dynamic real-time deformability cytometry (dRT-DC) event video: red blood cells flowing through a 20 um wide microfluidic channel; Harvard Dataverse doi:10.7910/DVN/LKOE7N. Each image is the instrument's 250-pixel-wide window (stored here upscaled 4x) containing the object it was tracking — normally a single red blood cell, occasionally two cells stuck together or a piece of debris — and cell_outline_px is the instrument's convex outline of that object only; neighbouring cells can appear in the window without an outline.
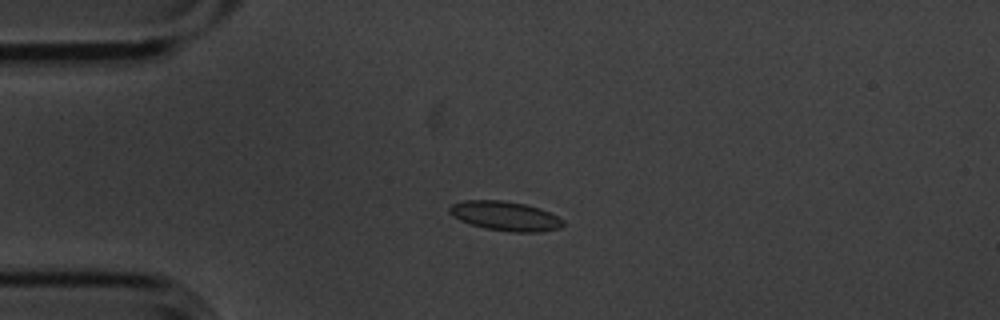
{"species": "common noctule bat (a hibernating species)", "species_latin": "Nyctalus noctula", "temperature_condition": "cold", "stored_images_in_passage": 15, "camera_frame_rate_fps": 3000, "um_per_image_px": 0.085, "animal": {"sex": "male", "body_mass_g": 20.1, "forearm_length_mm": 53.5}, "frame": {"image": 1, "passage_image": 4, "time_ms": 1.0, "image_size_px": [1000, 320], "cell_outline_px": [[564, 224], [560, 228], [540, 232], [508, 232], [484, 228], [460, 220], [452, 216], [448, 212], [448, 208], [452, 204], [464, 200], [504, 200], [524, 204], [540, 208], [564, 220]], "centroid_in_image_um": [42.93, 18.36], "position_along_channel_um": 42.1, "area_um2": 19.54}}
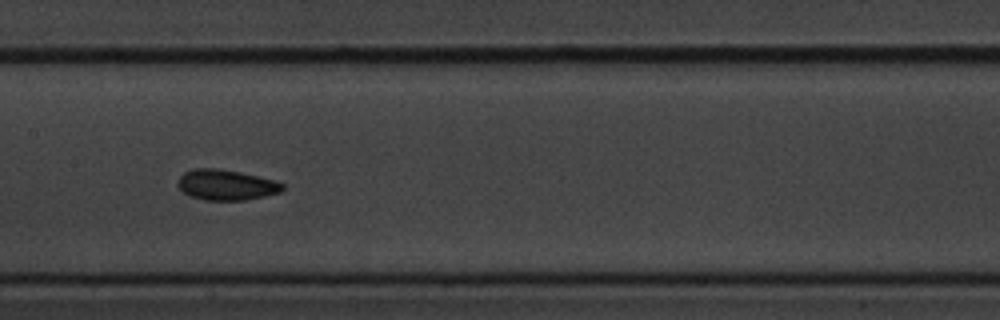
{"frame": {"image": 2, "passage_image": 8, "time_ms": 2.333, "image_size_px": [1000, 320], "cell_outline_px": [[284, 188], [280, 192], [264, 196], [244, 200], [204, 200], [192, 196], [184, 192], [176, 184], [176, 180], [184, 172], [192, 168], [216, 168], [240, 172], [276, 180], [284, 184]], "centroid_in_image_um": [19.21, 15.7], "position_along_channel_um": 188.2, "area_um2": 18.67}}
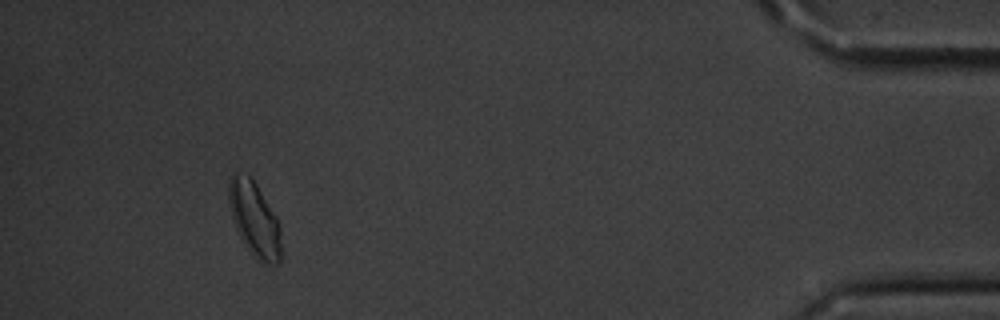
{"frame": {"image": 3, "passage_image": 14, "time_ms": 4.333, "image_size_px": [1000, 320], "cell_outline_px": [[280, 260], [276, 264], [264, 264], [256, 260], [244, 244], [232, 220], [228, 196], [228, 180], [232, 172], [236, 172], [248, 176], [256, 184], [276, 216], [280, 228]], "centroid_in_image_um": [21.6, 18.63], "position_along_channel_um": 413.6, "area_um2": 22.72}}